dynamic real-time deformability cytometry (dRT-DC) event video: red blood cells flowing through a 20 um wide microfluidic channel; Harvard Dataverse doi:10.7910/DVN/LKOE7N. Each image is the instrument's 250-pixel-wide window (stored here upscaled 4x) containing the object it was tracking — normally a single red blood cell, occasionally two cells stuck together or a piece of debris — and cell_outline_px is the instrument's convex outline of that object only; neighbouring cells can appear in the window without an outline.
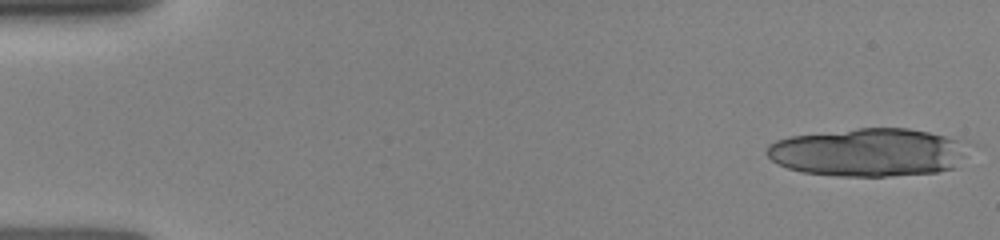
{"species": "human", "species_latin": "Homo sapiens", "temperature_condition": "room temperature", "stored_images_in_passage": 29, "camera_frame_rate_fps": 3000, "um_per_image_px": 0.085, "donor": {"sex": "female"}, "frame": {"image": 1, "passage_image": 1, "time_ms": 0.0, "image_size_px": [1000, 240], "cell_outline_px": [[980, 144], [956, 168], [936, 172], [888, 176], [836, 176], [800, 172], [788, 168], [772, 160], [764, 152], [768, 144], [776, 140], [792, 136], [860, 128], [908, 128], [968, 140]], "centroid_in_image_um": [74.0, 12.94], "position_along_channel_um": 11.0, "area_um2": 57.97}}
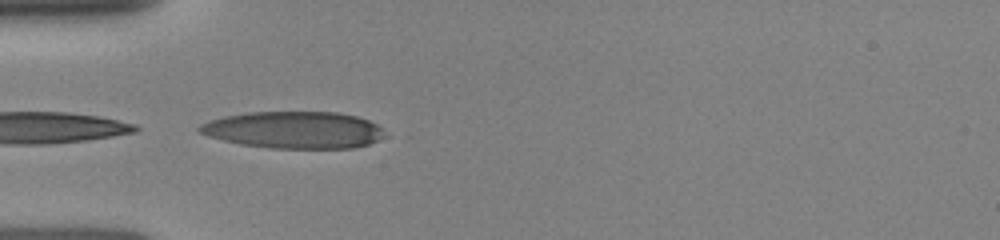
{"frame": {"image": 2, "passage_image": 12, "time_ms": 4.667, "image_size_px": [1000, 240], "cell_outline_px": [[380, 136], [376, 140], [368, 144], [352, 148], [268, 148], [240, 144], [208, 136], [200, 132], [196, 128], [200, 124], [208, 120], [224, 116], [248, 112], [340, 112], [356, 116], [368, 120], [376, 124], [380, 128]], "centroid_in_image_um": [24.9, 11.04], "position_along_channel_um": 60.1, "area_um2": 39.65}}
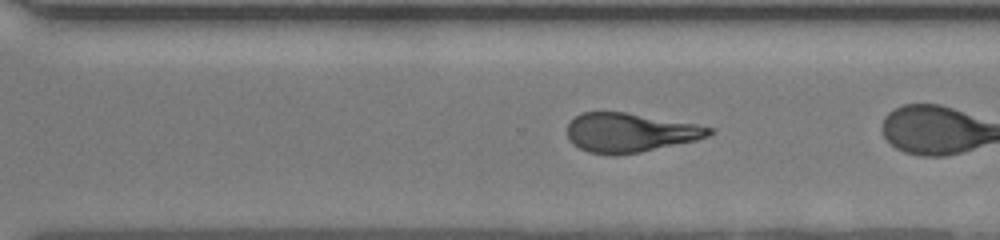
{"frame": {"image": 3, "passage_image": 26, "time_ms": 10.333, "image_size_px": [1000, 240], "cell_outline_px": [[716, 132], [708, 136], [696, 140], [640, 152], [612, 156], [588, 152], [572, 144], [568, 140], [568, 124], [576, 116], [584, 112], [624, 112], [696, 124], [716, 128]], "centroid_in_image_um": [53.55, 11.28], "position_along_channel_um": 317.0, "area_um2": 32.37}}